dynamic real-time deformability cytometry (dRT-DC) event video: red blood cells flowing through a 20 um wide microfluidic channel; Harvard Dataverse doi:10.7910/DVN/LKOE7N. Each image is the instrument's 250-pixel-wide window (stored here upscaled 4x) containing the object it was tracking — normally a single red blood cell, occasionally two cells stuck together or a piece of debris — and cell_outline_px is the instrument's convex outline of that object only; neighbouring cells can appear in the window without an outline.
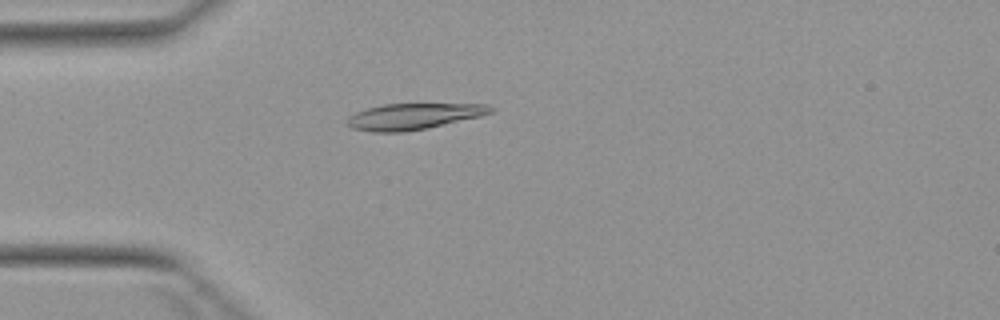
{"species": "Egyptian fruit bat (a non-hibernating species)", "species_latin": "Rousettus aegyptiacus", "temperature_condition": "warm", "stored_images_in_passage": 5, "camera_frame_rate_fps": 3000, "um_per_image_px": 0.085, "animal": {"sex": "female"}, "frame": {"image": 1, "passage_image": 5, "time_ms": 5.0, "image_size_px": [1000, 320], "cell_outline_px": [[496, 108], [492, 112], [480, 116], [428, 128], [404, 132], [372, 132], [352, 128], [348, 124], [348, 116], [356, 112], [368, 108], [384, 104], [488, 104]], "centroid_in_image_um": [35.17, 9.89], "position_along_channel_um": 49.8, "area_um2": 21.73}}